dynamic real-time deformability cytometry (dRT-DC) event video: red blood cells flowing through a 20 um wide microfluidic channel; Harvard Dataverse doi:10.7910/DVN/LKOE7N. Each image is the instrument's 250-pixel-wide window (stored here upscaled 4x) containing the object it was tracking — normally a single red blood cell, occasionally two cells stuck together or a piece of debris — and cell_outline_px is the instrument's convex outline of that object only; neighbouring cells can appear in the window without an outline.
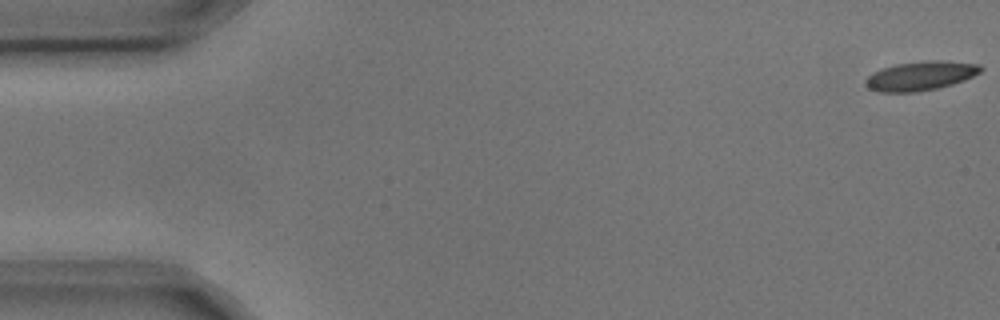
{"species": "common noctule bat (a hibernating species)", "species_latin": "Nyctalus noctula", "temperature_condition": "cold", "stored_images_in_passage": 4, "camera_frame_rate_fps": 3000, "um_per_image_px": 0.085, "animal": {"sex": "male", "body_mass_g": 17.9, "forearm_length_mm": 54.2}, "frame": {"image": 1, "passage_image": 1, "time_ms": 0.0, "image_size_px": [1000, 320], "cell_outline_px": [[984, 68], [980, 72], [964, 80], [952, 84], [936, 88], [916, 92], [880, 92], [868, 88], [864, 84], [864, 80], [872, 72], [896, 64], [928, 60], [940, 60], [980, 64]], "centroid_in_image_um": [78.24, 6.44], "position_along_channel_um": 6.8, "area_um2": 19.54}}